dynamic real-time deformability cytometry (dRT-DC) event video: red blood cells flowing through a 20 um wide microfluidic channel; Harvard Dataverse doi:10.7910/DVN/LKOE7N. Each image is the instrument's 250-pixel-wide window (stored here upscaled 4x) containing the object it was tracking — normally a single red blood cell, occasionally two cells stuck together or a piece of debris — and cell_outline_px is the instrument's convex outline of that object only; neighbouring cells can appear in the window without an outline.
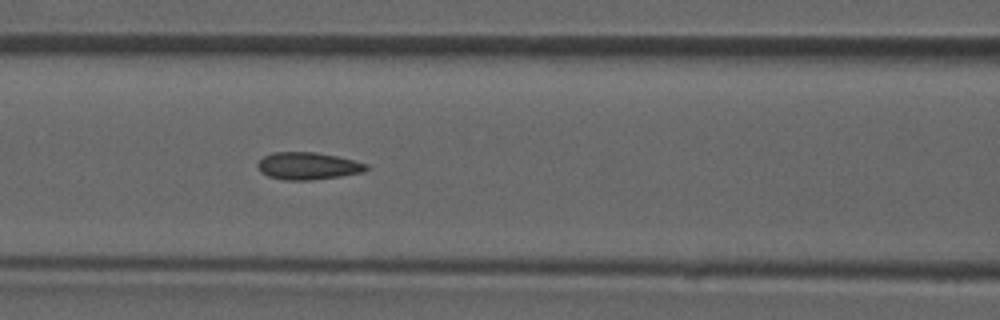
{"species": "common noctule bat (a hibernating species)", "species_latin": "Nyctalus noctula", "temperature_condition": "room temperature", "stored_images_in_passage": 31, "camera_frame_rate_fps": 3000, "um_per_image_px": 0.085, "animal": {"sex": "male", "forearm_length_mm": 52.5}, "frame": {"image": 1, "passage_image": 10, "time_ms": 3.0, "image_size_px": [1000, 320], "cell_outline_px": [[368, 168], [364, 172], [340, 176], [312, 180], [284, 180], [268, 176], [260, 172], [256, 164], [264, 156], [272, 152], [316, 152], [336, 156], [368, 164]], "centroid_in_image_um": [26.15, 14.11], "position_along_channel_um": 140.5, "area_um2": 17.28}}